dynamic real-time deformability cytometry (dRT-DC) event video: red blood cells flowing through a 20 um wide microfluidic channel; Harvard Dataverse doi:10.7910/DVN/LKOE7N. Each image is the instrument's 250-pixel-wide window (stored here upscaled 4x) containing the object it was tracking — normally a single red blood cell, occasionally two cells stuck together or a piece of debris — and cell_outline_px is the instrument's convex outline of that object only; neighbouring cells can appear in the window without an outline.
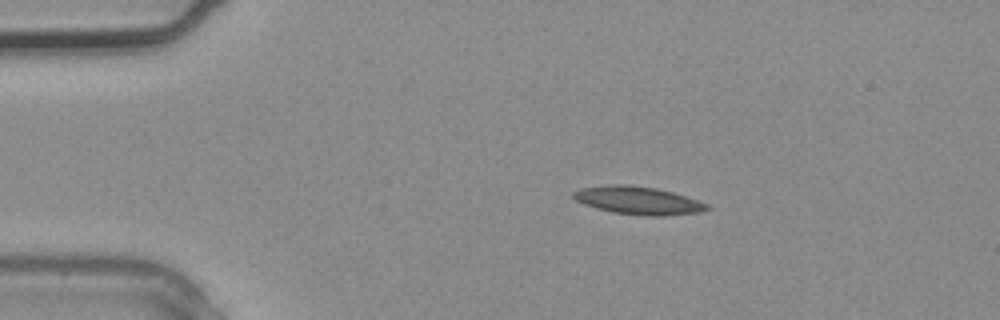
{"species": "common noctule bat (a hibernating species)", "species_latin": "Nyctalus noctula", "temperature_condition": "warm", "stored_images_in_passage": 2, "camera_frame_rate_fps": 3000, "um_per_image_px": 0.085, "animal": {"sex": "male", "body_mass_g": 20.4}, "frame": {"image": 1, "passage_image": 1, "time_ms": 0.0, "image_size_px": [1000, 320], "cell_outline_px": [[712, 208], [700, 212], [664, 216], [644, 216], [612, 212], [596, 208], [584, 204], [576, 200], [572, 196], [572, 192], [580, 188], [612, 184], [624, 184], [656, 188], [672, 192], [708, 204]], "centroid_in_image_um": [54.22, 17.04], "position_along_channel_um": 30.8, "area_um2": 21.73}}
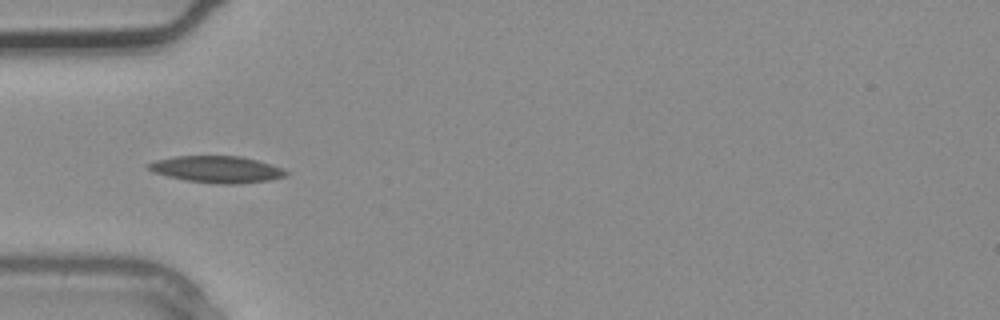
{"frame": {"image": 2, "passage_image": 2, "time_ms": 0.333, "image_size_px": [1000, 320], "cell_outline_px": [[288, 172], [284, 176], [268, 180], [236, 184], [224, 184], [188, 180], [168, 176], [152, 172], [144, 164], [156, 160], [176, 156], [240, 156], [272, 164], [284, 168]], "centroid_in_image_um": [18.42, 14.38], "position_along_channel_um": 66.6, "area_um2": 21.21}}